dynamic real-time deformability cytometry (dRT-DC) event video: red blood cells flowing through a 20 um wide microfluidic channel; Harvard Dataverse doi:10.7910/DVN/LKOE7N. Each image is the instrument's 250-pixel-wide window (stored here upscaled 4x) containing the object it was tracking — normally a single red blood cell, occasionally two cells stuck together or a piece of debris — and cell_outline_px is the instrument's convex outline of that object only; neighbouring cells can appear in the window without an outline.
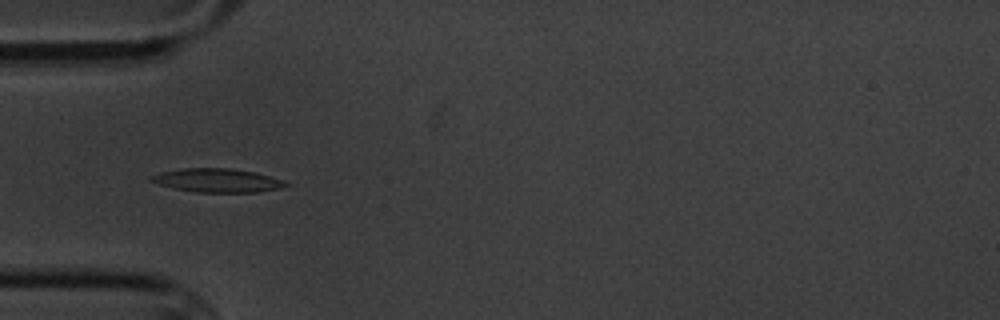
{"species": "common noctule bat (a hibernating species)", "species_latin": "Nyctalus noctula", "temperature_condition": "cold", "stored_images_in_passage": 8, "camera_frame_rate_fps": 3000, "um_per_image_px": 0.085, "animal": {"sex": "male", "body_mass_g": 20.1, "forearm_length_mm": 53.5}, "frame": {"image": 1, "passage_image": 5, "time_ms": 5.667, "image_size_px": [1000, 320], "cell_outline_px": [[292, 184], [280, 188], [256, 192], [196, 192], [172, 188], [148, 180], [148, 176], [160, 172], [184, 168], [232, 168], [256, 172], [284, 180]], "centroid_in_image_um": [18.47, 15.33], "position_along_channel_um": 66.5, "area_um2": 18.73}}
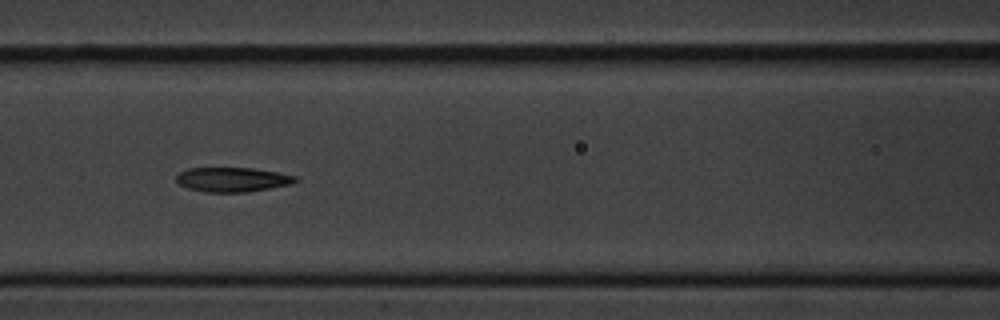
{"frame": {"image": 2, "passage_image": 7, "time_ms": 8.0, "image_size_px": [1000, 320], "cell_outline_px": [[300, 180], [292, 184], [244, 192], [208, 192], [188, 188], [180, 184], [176, 180], [176, 176], [180, 172], [188, 168], [252, 168], [276, 172], [296, 176]], "centroid_in_image_um": [19.77, 15.25], "position_along_channel_um": 146.8, "area_um2": 16.82}}
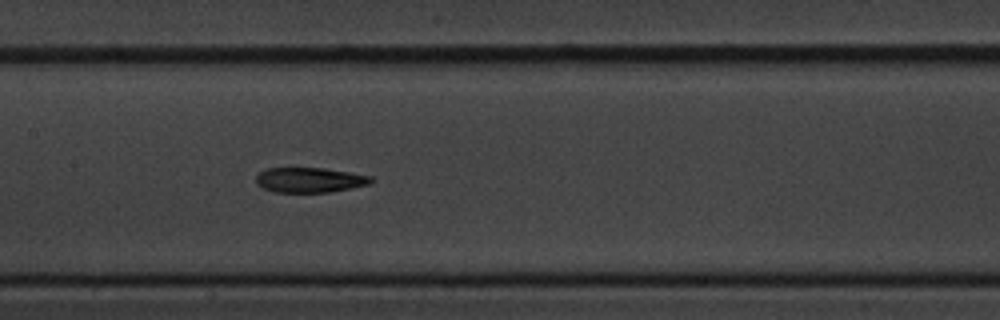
{"frame": {"image": 3, "passage_image": 8, "time_ms": 9.0, "image_size_px": [1000, 320], "cell_outline_px": [[372, 180], [368, 184], [352, 188], [328, 192], [276, 192], [260, 188], [256, 184], [256, 176], [260, 172], [268, 168], [324, 168], [372, 176]], "centroid_in_image_um": [26.28, 15.3], "position_along_channel_um": 181.1, "area_um2": 16.7}}